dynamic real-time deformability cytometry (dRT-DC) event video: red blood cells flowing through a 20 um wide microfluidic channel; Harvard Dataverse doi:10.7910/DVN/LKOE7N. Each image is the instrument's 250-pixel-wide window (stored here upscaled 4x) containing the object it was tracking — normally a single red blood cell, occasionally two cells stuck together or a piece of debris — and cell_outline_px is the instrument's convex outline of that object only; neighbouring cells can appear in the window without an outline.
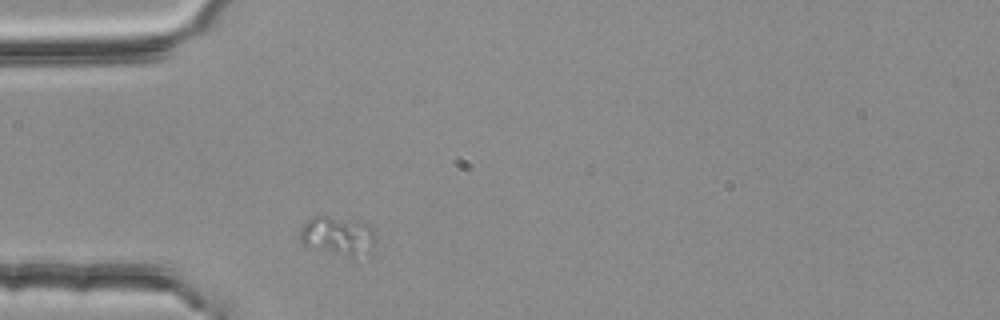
{"species": "common noctule bat (a hibernating species)", "species_latin": "Nyctalus noctula", "temperature_condition": "room temperature", "stored_images_in_passage": 1, "camera_frame_rate_fps": 3000, "um_per_image_px": 0.085, "animal": {"sex": "female", "body_mass_g": 25.1}, "frame": {"image": 1, "passage_image": 1, "time_ms": 0.0, "image_size_px": [1000, 320], "cell_outline_px": [[376, 240], [372, 244], [352, 260], [304, 244], [300, 240], [300, 228], [312, 216], [328, 216], [368, 224], [372, 228]], "centroid_in_image_um": [28.67, 20.05], "position_along_channel_um": 56.3, "area_um2": 16.7}}